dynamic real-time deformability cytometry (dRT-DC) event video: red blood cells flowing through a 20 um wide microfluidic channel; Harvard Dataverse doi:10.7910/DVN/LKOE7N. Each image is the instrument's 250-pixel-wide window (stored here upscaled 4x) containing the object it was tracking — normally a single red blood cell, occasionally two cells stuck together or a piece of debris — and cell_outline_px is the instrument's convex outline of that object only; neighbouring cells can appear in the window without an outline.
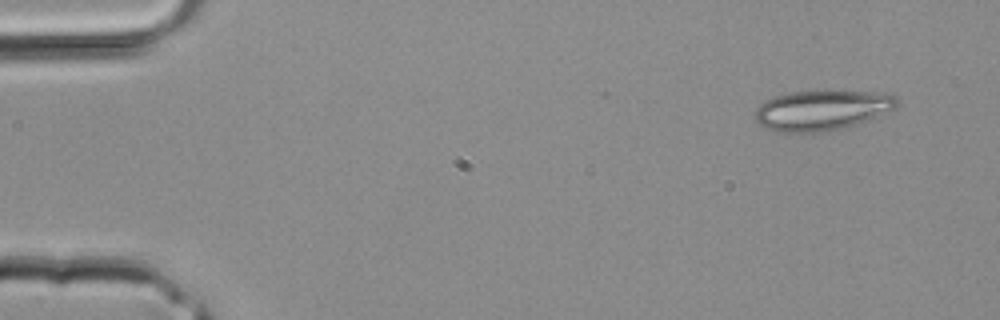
{"species": "common noctule bat (a hibernating species)", "species_latin": "Nyctalus noctula", "temperature_condition": "room temperature", "stored_images_in_passage": 3, "camera_frame_rate_fps": 3000, "um_per_image_px": 0.085, "animal": {"sex": "male", "body_mass_g": 20.4}, "frame": {"image": 1, "passage_image": 1, "time_ms": 0.0, "image_size_px": [1000, 320], "cell_outline_px": [[900, 104], [896, 108], [868, 120], [856, 124], [840, 128], [820, 132], [776, 132], [760, 124], [756, 120], [756, 108], [764, 100], [788, 92], [824, 88], [872, 92], [892, 96], [900, 100]], "centroid_in_image_um": [69.86, 9.32], "position_along_channel_um": 15.1, "area_um2": 33.81}}